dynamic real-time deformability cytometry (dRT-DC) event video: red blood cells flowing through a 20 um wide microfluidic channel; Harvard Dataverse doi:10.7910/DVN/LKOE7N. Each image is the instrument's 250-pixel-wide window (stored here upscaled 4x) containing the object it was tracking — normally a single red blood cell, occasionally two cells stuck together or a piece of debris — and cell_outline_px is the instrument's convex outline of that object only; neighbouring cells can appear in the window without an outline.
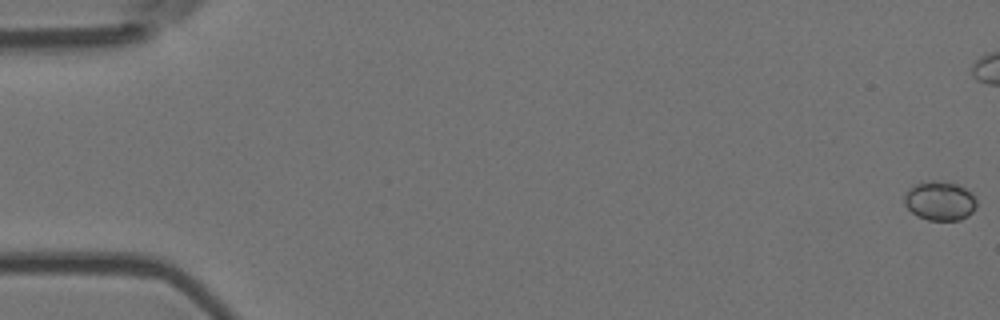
{"species": "Egyptian fruit bat (a non-hibernating species)", "species_latin": "Rousettus aegyptiacus", "temperature_condition": "room temperature", "stored_images_in_passage": 4, "camera_frame_rate_fps": 3000, "um_per_image_px": 0.085, "animal": {"sex": "female"}, "frame": {"image": 1, "passage_image": 1, "time_ms": 0.0, "image_size_px": [1000, 320], "cell_outline_px": [[976, 208], [968, 216], [960, 220], [928, 220], [916, 216], [904, 204], [904, 196], [908, 188], [916, 184], [932, 180], [940, 180], [956, 184], [964, 188], [976, 200]], "centroid_in_image_um": [79.86, 17.08], "position_along_channel_um": 5.1, "area_um2": 16.47}}